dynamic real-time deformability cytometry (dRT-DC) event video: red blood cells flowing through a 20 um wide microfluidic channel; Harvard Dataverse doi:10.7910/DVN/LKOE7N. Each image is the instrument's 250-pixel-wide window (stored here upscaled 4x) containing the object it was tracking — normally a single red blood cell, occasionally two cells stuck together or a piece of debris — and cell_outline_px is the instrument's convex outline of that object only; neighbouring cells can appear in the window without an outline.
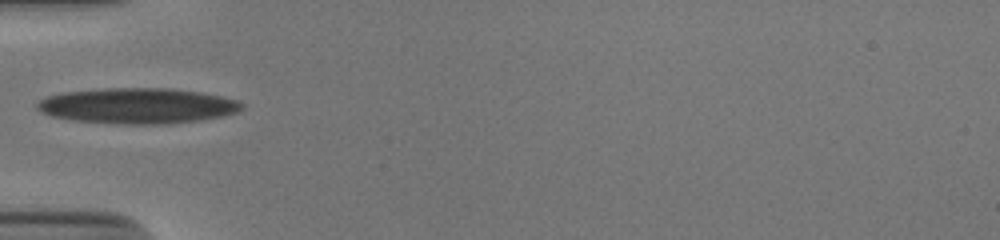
{"species": "human", "species_latin": "Homo sapiens", "temperature_condition": "cold", "stored_images_in_passage": 36, "camera_frame_rate_fps": 3000, "um_per_image_px": 0.085, "donor": {"sex": "male"}, "frame": {"image": 1, "passage_image": 1, "time_ms": 0.0, "image_size_px": [1000, 240], "cell_outline_px": [[244, 108], [236, 112], [220, 116], [200, 120], [168, 124], [124, 124], [72, 120], [52, 116], [40, 112], [36, 108], [36, 100], [48, 96], [64, 92], [104, 88], [172, 88], [200, 92], [220, 96], [236, 100], [244, 104]], "centroid_in_image_um": [11.65, 8.99], "position_along_channel_um": 73.3, "area_um2": 42.54}}
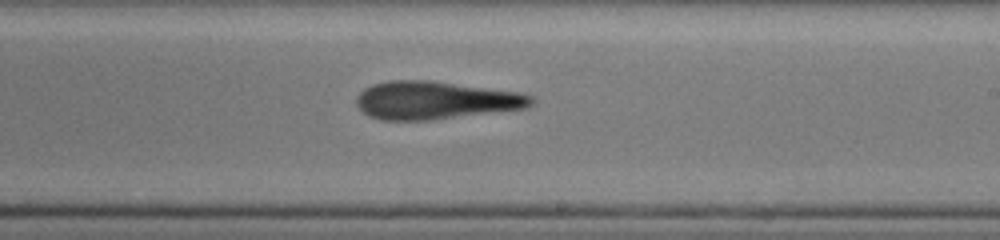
{"frame": {"image": 2, "passage_image": 15, "time_ms": 4.667, "image_size_px": [1000, 240], "cell_outline_px": [[536, 100], [528, 108], [432, 120], [380, 120], [368, 116], [356, 104], [356, 96], [364, 88], [372, 84], [388, 80], [428, 80], [516, 92], [532, 96]], "centroid_in_image_um": [36.97, 8.53], "position_along_channel_um": 252.0, "area_um2": 38.67}}
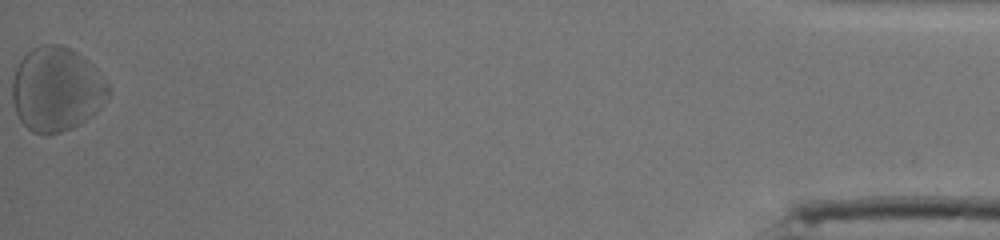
{"frame": {"image": 3, "passage_image": 36, "time_ms": 11.667, "image_size_px": [1000, 240], "cell_outline_px": [[112, 88], [108, 96], [96, 112], [92, 116], [80, 124], [72, 128], [48, 136], [32, 132], [20, 120], [16, 112], [12, 100], [12, 80], [16, 68], [20, 60], [32, 48], [40, 44], [60, 44], [76, 52], [88, 60], [108, 80]], "centroid_in_image_um": [4.82, 7.59], "position_along_channel_um": 430.4, "area_um2": 47.74}, "authors_computed_cell_mechanics": {"area_um2": 39.8242, "velocity_mm_per_s": 3.8437, "shape_relaxation_time_tau1_ms": null, "shape_relaxation_time_tau2_ms": 5.8778, "deformation_change_tau1": null, "deformation_change_tau2": 0.2119}}